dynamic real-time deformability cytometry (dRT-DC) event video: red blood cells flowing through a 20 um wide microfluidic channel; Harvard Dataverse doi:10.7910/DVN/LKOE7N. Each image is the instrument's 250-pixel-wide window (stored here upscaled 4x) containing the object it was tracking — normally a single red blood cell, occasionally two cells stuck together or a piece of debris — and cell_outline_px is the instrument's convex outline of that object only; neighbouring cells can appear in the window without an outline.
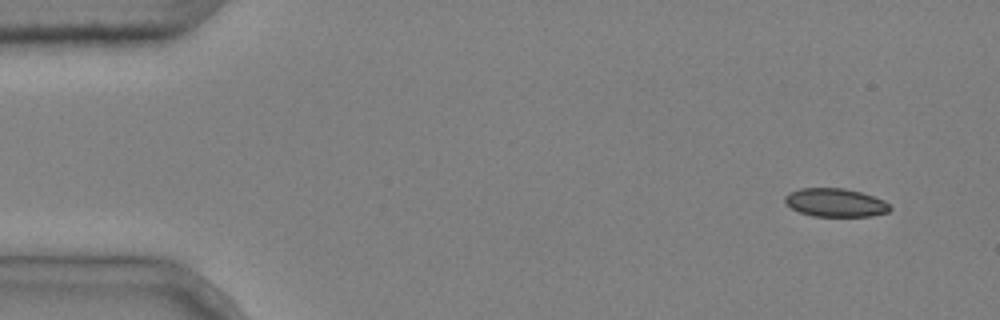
{"species": "common noctule bat (a hibernating species)", "species_latin": "Nyctalus noctula", "temperature_condition": "cold", "stored_images_in_passage": 4, "camera_frame_rate_fps": 3000, "um_per_image_px": 0.085, "animal": {"sex": "male", "body_mass_g": 20.4}, "frame": {"image": 1, "passage_image": 1, "time_ms": 0.0, "image_size_px": [1000, 320], "cell_outline_px": [[892, 208], [888, 212], [872, 216], [812, 216], [800, 212], [792, 208], [784, 200], [784, 196], [788, 192], [800, 188], [844, 188], [860, 192], [884, 200]], "centroid_in_image_um": [71.0, 17.22], "position_along_channel_um": 14.0, "area_um2": 17.34}}
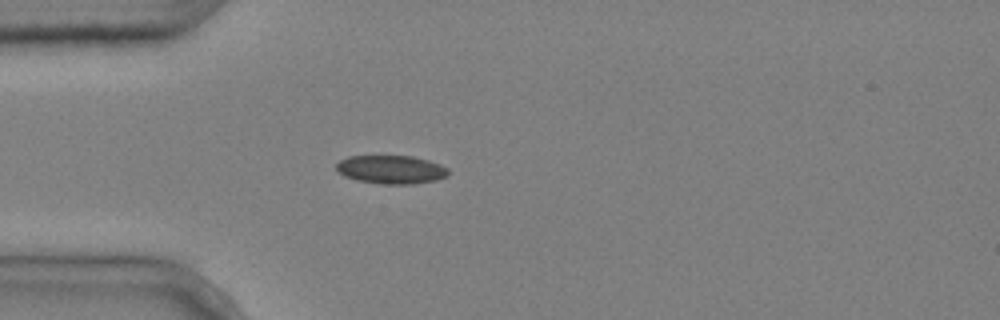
{"frame": {"image": 2, "passage_image": 4, "time_ms": 1.0, "image_size_px": [1000, 320], "cell_outline_px": [[448, 176], [436, 180], [412, 184], [380, 184], [356, 180], [344, 176], [336, 168], [336, 164], [340, 160], [348, 156], [412, 156], [428, 160], [440, 164], [448, 168]], "centroid_in_image_um": [33.25, 14.41], "position_along_channel_um": 51.7, "area_um2": 18.61}}